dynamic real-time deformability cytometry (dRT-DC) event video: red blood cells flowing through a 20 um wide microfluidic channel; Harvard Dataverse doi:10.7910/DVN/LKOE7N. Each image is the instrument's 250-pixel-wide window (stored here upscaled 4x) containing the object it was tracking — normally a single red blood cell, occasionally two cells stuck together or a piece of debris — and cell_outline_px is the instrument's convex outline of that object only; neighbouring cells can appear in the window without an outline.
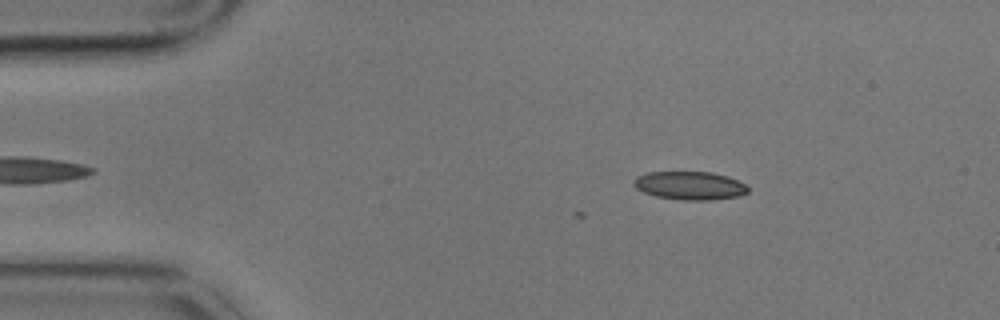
{"species": "common noctule bat (a hibernating species)", "species_latin": "Nyctalus noctula", "temperature_condition": "cold", "stored_images_in_passage": 7, "camera_frame_rate_fps": 3000, "um_per_image_px": 0.085, "animal": {"sex": "male", "body_mass_g": 17.9}, "frame": {"image": 1, "passage_image": 2, "time_ms": 0.333, "image_size_px": [1000, 320], "cell_outline_px": [[748, 192], [740, 196], [712, 200], [684, 200], [656, 196], [644, 192], [636, 188], [636, 176], [648, 172], [712, 172], [728, 176], [744, 184], [748, 188]], "centroid_in_image_um": [58.67, 15.77], "position_along_channel_um": 26.3, "area_um2": 18.67}}